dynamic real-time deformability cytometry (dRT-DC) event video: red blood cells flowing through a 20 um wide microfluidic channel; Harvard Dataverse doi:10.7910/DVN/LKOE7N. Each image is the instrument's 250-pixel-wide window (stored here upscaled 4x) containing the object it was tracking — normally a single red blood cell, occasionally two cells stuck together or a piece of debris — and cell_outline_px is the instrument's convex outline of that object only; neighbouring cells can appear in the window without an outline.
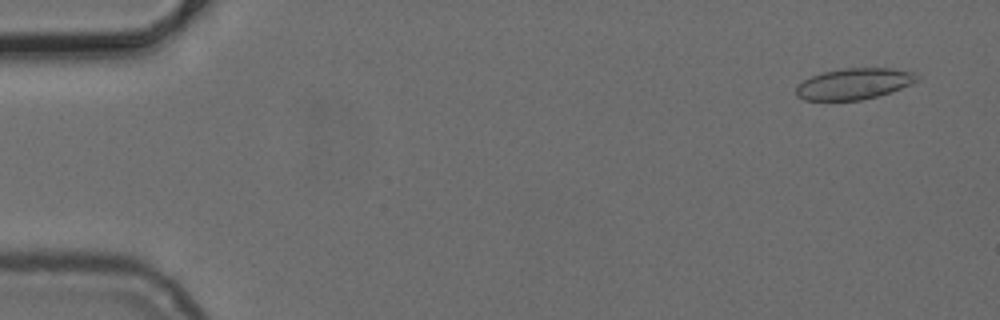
{"species": "common noctule bat (a hibernating species)", "species_latin": "Nyctalus noctula", "temperature_condition": "cold", "stored_images_in_passage": 50, "camera_frame_rate_fps": 3000, "um_per_image_px": 0.085, "animal": {"sex": "female", "body_mass_g": 24.6, "forearm_length_mm": 56.2}, "frame": {"image": 1, "passage_image": 3, "time_ms": 0.667, "image_size_px": [1000, 320], "cell_outline_px": [[920, 80], [892, 92], [860, 100], [804, 100], [796, 96], [796, 84], [812, 76], [824, 72], [840, 68], [892, 68], [916, 72]], "centroid_in_image_um": [72.61, 7.11], "position_along_channel_um": 12.4, "area_um2": 22.08}}
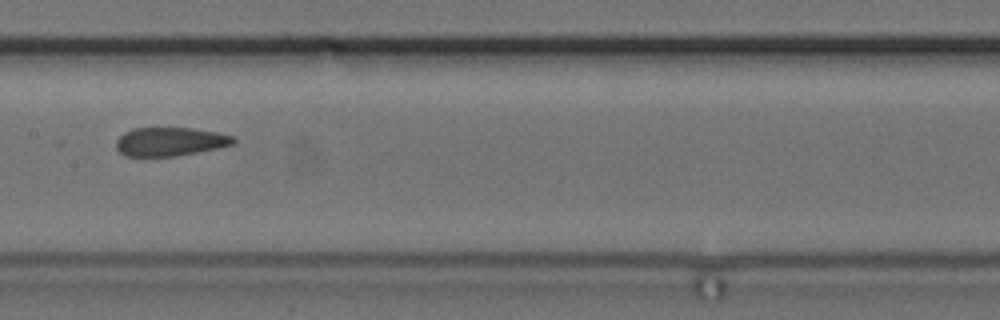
{"frame": {"image": 2, "passage_image": 26, "time_ms": 8.333, "image_size_px": [1000, 320], "cell_outline_px": [[236, 144], [176, 156], [124, 156], [116, 148], [116, 140], [124, 132], [132, 128], [188, 128], [216, 132], [236, 136]], "centroid_in_image_um": [14.46, 12.03], "position_along_channel_um": 192.9, "area_um2": 19.59}}
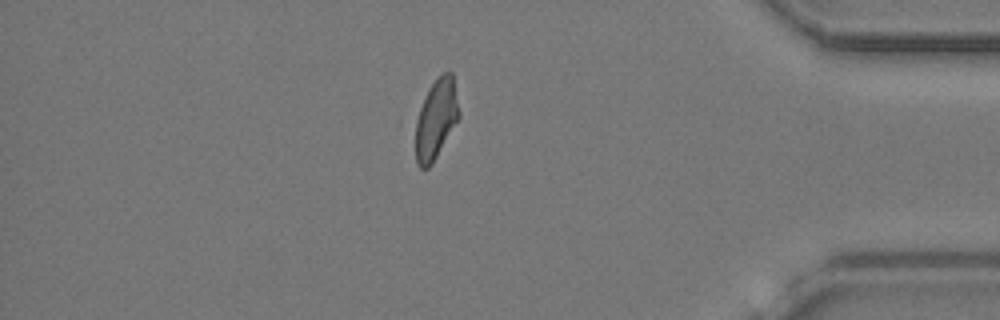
{"frame": {"image": 3, "passage_image": 44, "time_ms": 14.333, "image_size_px": [1000, 320], "cell_outline_px": [[460, 116], [432, 164], [428, 168], [420, 168], [416, 164], [408, 124], [428, 88], [444, 72], [452, 72], [460, 112]], "centroid_in_image_um": [36.9, 10.2], "position_along_channel_um": 398.3, "area_um2": 21.91}}